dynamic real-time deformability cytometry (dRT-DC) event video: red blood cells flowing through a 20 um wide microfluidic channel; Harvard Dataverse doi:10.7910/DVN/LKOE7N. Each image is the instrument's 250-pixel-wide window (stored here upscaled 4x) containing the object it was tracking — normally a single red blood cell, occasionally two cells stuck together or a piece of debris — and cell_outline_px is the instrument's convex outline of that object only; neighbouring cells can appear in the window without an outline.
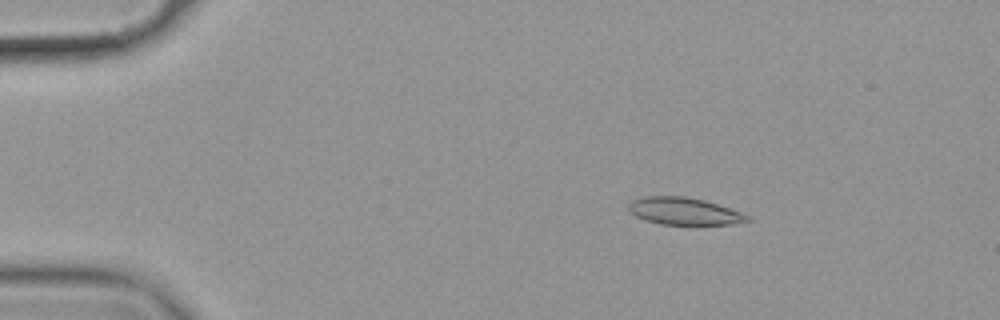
{"species": "common noctule bat (a hibernating species)", "species_latin": "Nyctalus noctula", "temperature_condition": "cold", "stored_images_in_passage": 58, "camera_frame_rate_fps": 3000, "um_per_image_px": 0.085, "animal": {"sex": "female", "body_mass_g": 19.9}, "frame": {"image": 1, "passage_image": 10, "time_ms": 3.0, "image_size_px": [1000, 320], "cell_outline_px": [[752, 220], [732, 224], [660, 224], [636, 216], [628, 212], [628, 204], [632, 200], [644, 196], [684, 196], [704, 200], [744, 212], [752, 216]], "centroid_in_image_um": [58.19, 17.94], "position_along_channel_um": 26.8, "area_um2": 18.96}}
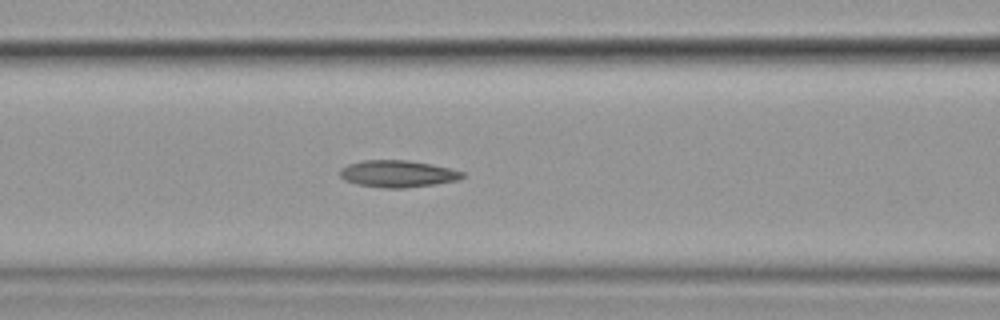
{"frame": {"image": 2, "passage_image": 25, "time_ms": 8.0, "image_size_px": [1000, 320], "cell_outline_px": [[464, 176], [460, 180], [436, 184], [404, 188], [384, 188], [356, 184], [344, 180], [340, 176], [340, 168], [348, 164], [360, 160], [408, 160], [432, 164], [464, 172]], "centroid_in_image_um": [33.79, 14.77], "position_along_channel_um": 132.8, "area_um2": 19.36}}
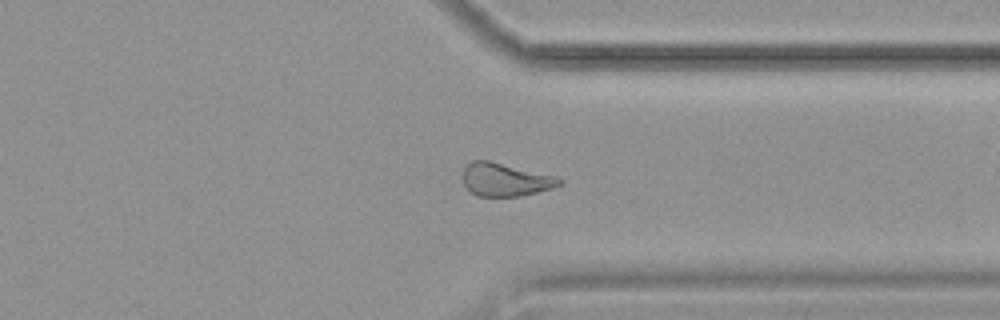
{"frame": {"image": 3, "passage_image": 45, "time_ms": 14.667, "image_size_px": [1000, 320], "cell_outline_px": [[564, 180], [560, 184], [552, 188], [520, 196], [476, 196], [468, 192], [464, 184], [464, 168], [472, 160], [488, 160], [556, 176]], "centroid_in_image_um": [42.93, 15.27], "position_along_channel_um": 368.5, "area_um2": 18.55}, "authors_computed_cell_mechanics": {"area_um2": 19.4786, "velocity_mm_per_s": 3.5386, "shape_relaxation_time_tau1_ms": null, "shape_relaxation_time_tau2_ms": 3.7359, "deformation_change_tau1": null, "deformation_change_tau2": 0.1123}}